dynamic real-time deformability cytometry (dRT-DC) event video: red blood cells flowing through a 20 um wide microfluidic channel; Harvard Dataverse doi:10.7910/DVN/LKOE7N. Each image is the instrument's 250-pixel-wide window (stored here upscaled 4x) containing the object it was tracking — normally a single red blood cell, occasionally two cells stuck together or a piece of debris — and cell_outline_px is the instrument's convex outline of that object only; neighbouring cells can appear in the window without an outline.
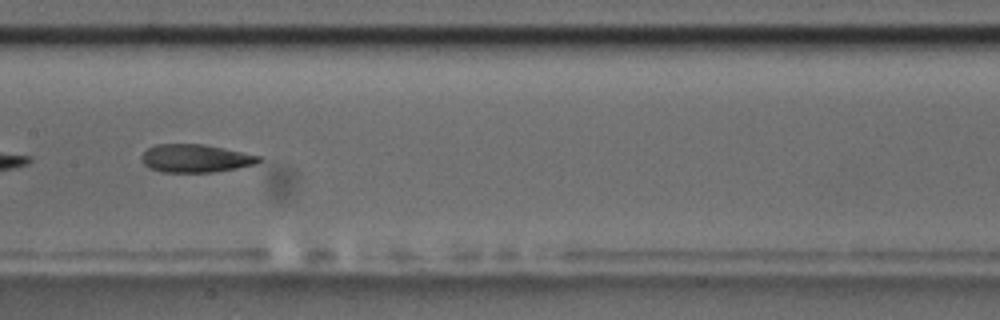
{"species": "common noctule bat (a hibernating species)", "species_latin": "Nyctalus noctula", "temperature_condition": "room temperature", "stored_images_in_passage": 35, "camera_frame_rate_fps": 3000, "um_per_image_px": 0.085, "animal": {"sex": "male", "body_mass_g": 17.5, "forearm_length_mm": 52.3}, "frame": {"image": 1, "passage_image": 11, "time_ms": 3.333, "image_size_px": [1000, 320], "cell_outline_px": [[260, 160], [256, 164], [236, 168], [212, 172], [160, 172], [148, 168], [140, 160], [140, 156], [148, 148], [156, 144], [204, 144], [260, 156]], "centroid_in_image_um": [16.55, 13.46], "position_along_channel_um": 190.8, "area_um2": 19.13}, "authors_computed_cell_mechanics": {"area_um2": 19.5942, "velocity_mm_per_s": 3.6395, "shape_relaxation_time_tau1_ms": null, "shape_relaxation_time_tau2_ms": 2.4573, "deformation_change_tau1": null, "deformation_change_tau2": 0.0972}}